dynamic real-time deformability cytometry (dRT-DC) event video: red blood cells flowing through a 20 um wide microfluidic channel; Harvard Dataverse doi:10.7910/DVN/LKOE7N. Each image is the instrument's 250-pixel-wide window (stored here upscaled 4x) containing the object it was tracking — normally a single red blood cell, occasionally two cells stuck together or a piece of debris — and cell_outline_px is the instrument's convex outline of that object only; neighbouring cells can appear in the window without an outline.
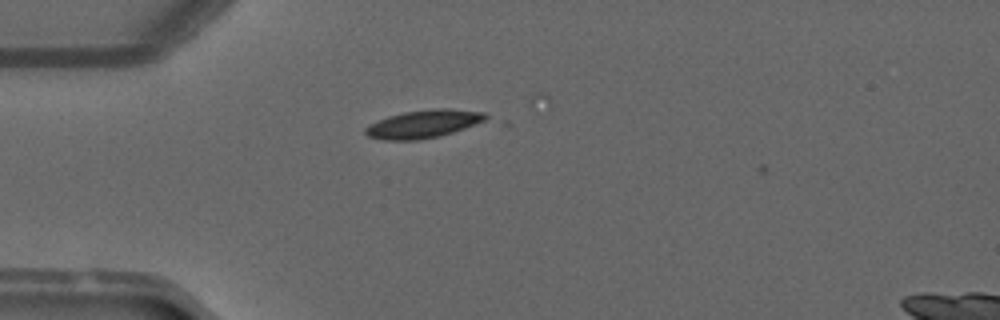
{"species": "common noctule bat (a hibernating species)", "species_latin": "Nyctalus noctula", "temperature_condition": "warm", "stored_images_in_passage": 3, "camera_frame_rate_fps": 3000, "um_per_image_px": 0.085, "animal": {"sex": "male", "forearm_length_mm": 52.5}, "frame": {"image": 1, "passage_image": 2, "time_ms": 0.333, "image_size_px": [1000, 320], "cell_outline_px": [[488, 116], [484, 120], [464, 128], [440, 136], [416, 140], [384, 140], [368, 136], [364, 132], [364, 128], [368, 124], [388, 116], [404, 112], [432, 108], [448, 108], [484, 112]], "centroid_in_image_um": [35.95, 10.53], "position_along_channel_um": 49.1, "area_um2": 19.54}}